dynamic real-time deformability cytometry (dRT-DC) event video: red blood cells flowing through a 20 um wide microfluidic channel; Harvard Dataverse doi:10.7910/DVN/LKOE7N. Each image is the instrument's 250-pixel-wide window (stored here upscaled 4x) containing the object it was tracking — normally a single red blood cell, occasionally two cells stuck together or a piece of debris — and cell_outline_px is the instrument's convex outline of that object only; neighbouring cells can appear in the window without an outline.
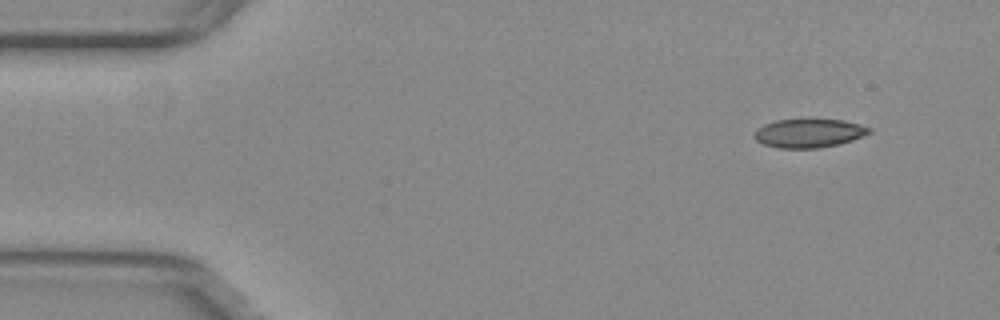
{"species": "common noctule bat (a hibernating species)", "species_latin": "Nyctalus noctula", "temperature_condition": "warm", "stored_images_in_passage": 50, "camera_frame_rate_fps": 3000, "um_per_image_px": 0.085, "animal": {"sex": "female", "body_mass_g": 29.2, "forearm_length_mm": 56.3}, "frame": {"image": 1, "passage_image": 1, "time_ms": 0.0, "image_size_px": [1000, 320], "cell_outline_px": [[872, 132], [852, 140], [820, 148], [780, 148], [764, 144], [756, 140], [752, 136], [752, 132], [756, 128], [764, 124], [776, 120], [808, 116], [812, 116], [844, 120], [860, 124], [872, 128]], "centroid_in_image_um": [68.73, 11.25], "position_along_channel_um": 16.3, "area_um2": 20.23}}
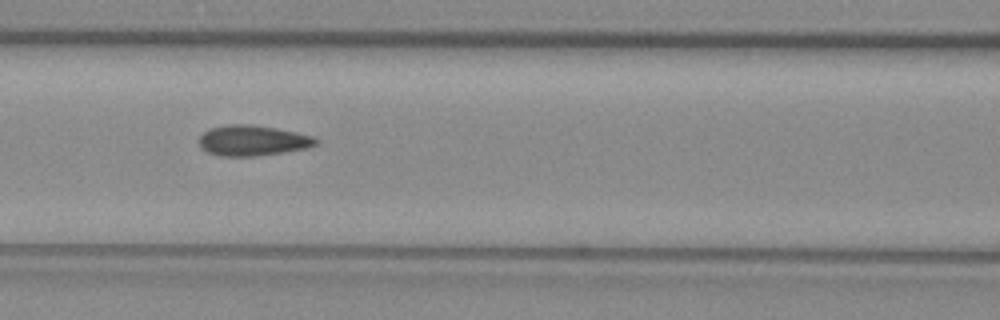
{"frame": {"image": 2, "passage_image": 19, "time_ms": 6.0, "image_size_px": [1000, 320], "cell_outline_px": [[320, 140], [316, 144], [308, 148], [252, 156], [220, 156], [208, 152], [200, 148], [200, 136], [208, 128], [224, 124], [252, 124], [276, 128], [296, 132], [312, 136]], "centroid_in_image_um": [21.45, 11.93], "position_along_channel_um": 145.2, "area_um2": 20.75}}
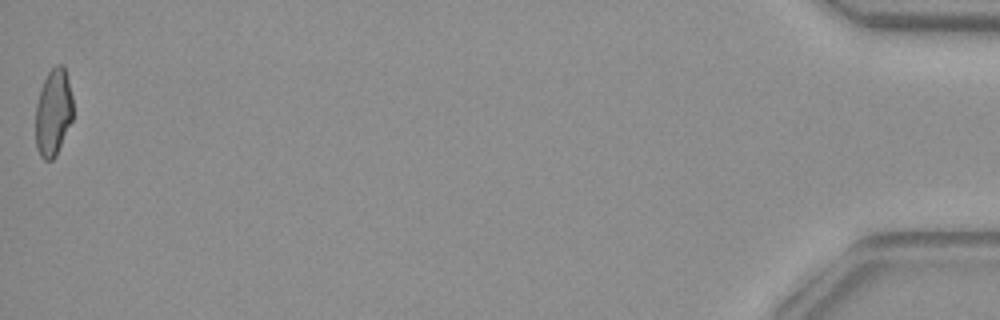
{"frame": {"image": 3, "passage_image": 50, "time_ms": 16.333, "image_size_px": [1000, 320], "cell_outline_px": [[72, 120], [56, 156], [52, 160], [44, 160], [40, 156], [36, 148], [36, 104], [40, 88], [48, 72], [56, 64], [60, 64], [64, 68], [68, 80], [72, 96]], "centroid_in_image_um": [4.52, 9.58], "position_along_channel_um": 430.7, "area_um2": 18.96}, "authors_computed_cell_mechanics": {"area_um2": 20.0277, "velocity_mm_per_s": 3.8061, "shape_relaxation_time_tau1_ms": null, "shape_relaxation_time_tau2_ms": 1.1548, "deformation_change_tau1": null, "deformation_change_tau2": 0.0655}}